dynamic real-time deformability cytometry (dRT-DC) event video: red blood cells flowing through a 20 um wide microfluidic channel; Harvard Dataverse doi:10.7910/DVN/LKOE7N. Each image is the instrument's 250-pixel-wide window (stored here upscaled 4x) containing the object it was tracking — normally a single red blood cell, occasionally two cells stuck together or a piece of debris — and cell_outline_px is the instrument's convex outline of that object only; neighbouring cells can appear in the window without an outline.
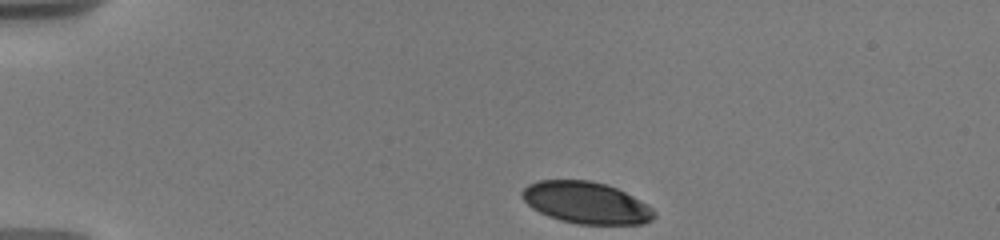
{"species": "human", "species_latin": "Homo sapiens", "temperature_condition": "warm", "stored_images_in_passage": 44, "camera_frame_rate_fps": 3000, "um_per_image_px": 0.085, "donor": {"sex": "male"}, "frame": {"image": 1, "passage_image": 1, "time_ms": 0.0, "image_size_px": [1000, 240], "cell_outline_px": [[656, 216], [652, 220], [644, 224], [576, 224], [560, 220], [548, 216], [532, 208], [520, 196], [520, 192], [528, 184], [540, 180], [588, 180], [608, 184], [648, 204], [656, 212]], "centroid_in_image_um": [49.83, 17.23], "position_along_channel_um": 35.2, "area_um2": 32.31}}
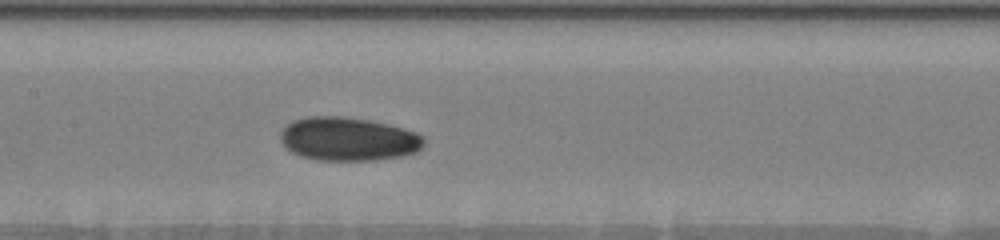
{"frame": {"image": 2, "passage_image": 16, "time_ms": 5.667, "image_size_px": [1000, 240], "cell_outline_px": [[424, 144], [416, 152], [404, 156], [372, 160], [320, 160], [300, 156], [292, 152], [280, 140], [280, 132], [292, 120], [308, 116], [344, 116], [368, 120], [388, 124], [404, 128], [416, 132], [424, 136]], "centroid_in_image_um": [29.61, 11.81], "position_along_channel_um": 177.8, "area_um2": 36.53}}
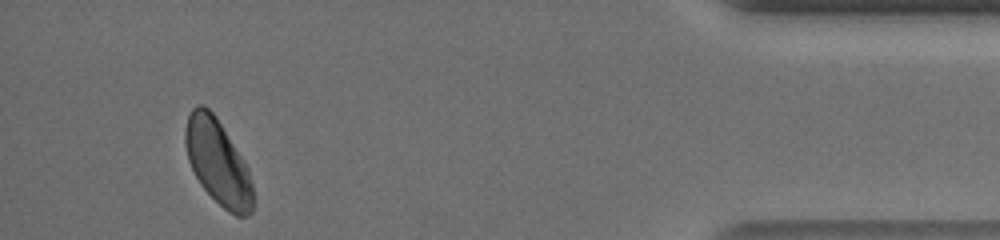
{"frame": {"image": 3, "passage_image": 41, "time_ms": 13.667, "image_size_px": [1000, 240], "cell_outline_px": [[252, 212], [248, 216], [236, 216], [228, 212], [200, 184], [188, 160], [184, 144], [184, 132], [188, 116], [192, 108], [200, 104], [204, 104], [216, 116], [244, 160], [248, 168], [252, 184]], "centroid_in_image_um": [18.5, 13.76], "position_along_channel_um": 416.7, "area_um2": 33.41}, "authors_computed_cell_mechanics": {"area_um2": 34.0731, "velocity_mm_per_s": 3.6328, "shape_relaxation_time_tau1_ms": 2.9582, "shape_relaxation_time_tau2_ms": 9.8367, "deformation_change_tau1": 0.1053, "deformation_change_tau2": 0.1215}}